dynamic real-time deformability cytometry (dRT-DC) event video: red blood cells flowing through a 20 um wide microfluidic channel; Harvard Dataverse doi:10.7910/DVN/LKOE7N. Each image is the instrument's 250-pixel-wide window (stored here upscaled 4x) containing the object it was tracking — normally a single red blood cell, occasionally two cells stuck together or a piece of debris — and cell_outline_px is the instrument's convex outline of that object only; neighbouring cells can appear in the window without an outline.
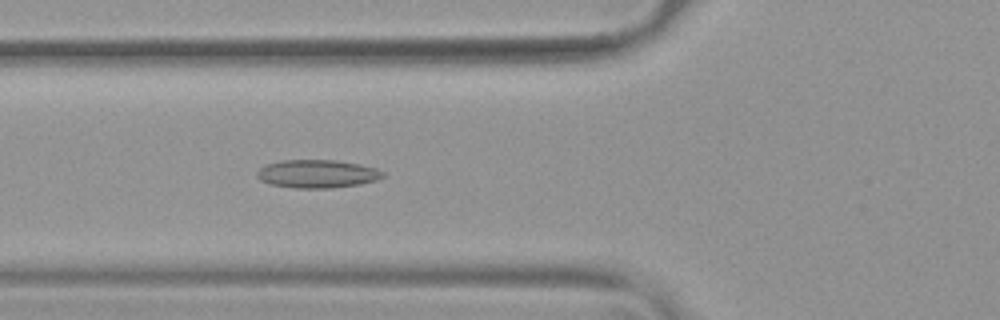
{"species": "common noctule bat (a hibernating species)", "species_latin": "Nyctalus noctula", "temperature_condition": "warm", "stored_images_in_passage": 37, "camera_frame_rate_fps": 3000, "um_per_image_px": 0.085, "animal": {"sex": "female", "body_mass_g": 19.9}, "frame": {"image": 1, "passage_image": 4, "time_ms": 1.0, "image_size_px": [1000, 320], "cell_outline_px": [[384, 176], [376, 180], [360, 184], [332, 188], [296, 188], [268, 184], [260, 180], [256, 176], [256, 172], [260, 168], [268, 164], [280, 160], [336, 160], [360, 164], [376, 168], [384, 172]], "centroid_in_image_um": [26.95, 14.78], "position_along_channel_um": 98.8, "area_um2": 20.75}}
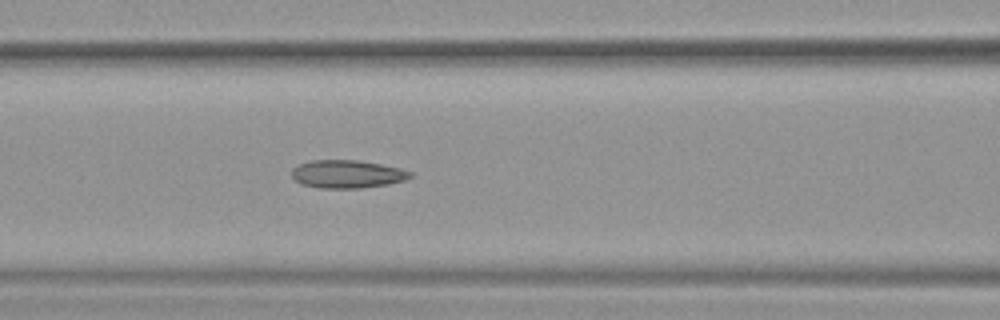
{"frame": {"image": 2, "passage_image": 7, "time_ms": 2.0, "image_size_px": [1000, 320], "cell_outline_px": [[416, 176], [404, 180], [388, 184], [360, 188], [320, 188], [300, 184], [292, 176], [292, 168], [300, 164], [312, 160], [356, 160], [380, 164], [400, 168], [412, 172]], "centroid_in_image_um": [29.53, 14.8], "position_along_channel_um": 137.1, "area_um2": 19.36}}
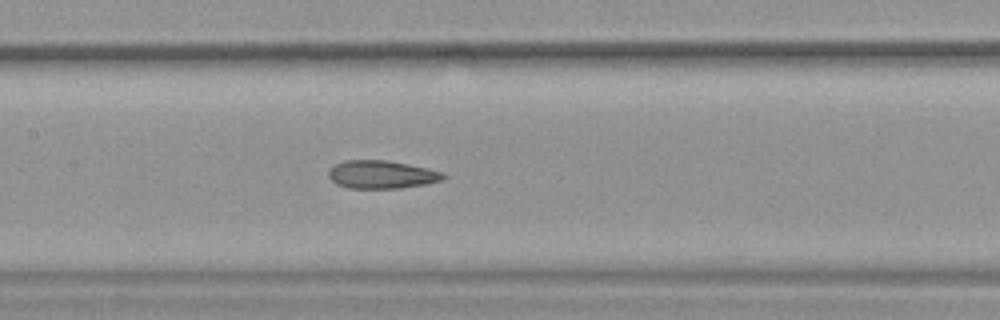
{"frame": {"image": 3, "passage_image": 10, "time_ms": 3.0, "image_size_px": [1000, 320], "cell_outline_px": [[448, 176], [440, 180], [424, 184], [400, 188], [348, 188], [336, 184], [328, 176], [328, 172], [336, 164], [344, 160], [388, 160], [428, 168], [444, 172]], "centroid_in_image_um": [32.45, 14.83], "position_along_channel_um": 175.0, "area_um2": 18.73}, "authors_computed_cell_mechanics": {"area_um2": 19.363, "velocity_mm_per_s": 3.7938, "shape_relaxation_time_tau1_ms": null, "shape_relaxation_time_tau2_ms": 1.7836, "deformation_change_tau1": null, "deformation_change_tau2": 0.1021}}